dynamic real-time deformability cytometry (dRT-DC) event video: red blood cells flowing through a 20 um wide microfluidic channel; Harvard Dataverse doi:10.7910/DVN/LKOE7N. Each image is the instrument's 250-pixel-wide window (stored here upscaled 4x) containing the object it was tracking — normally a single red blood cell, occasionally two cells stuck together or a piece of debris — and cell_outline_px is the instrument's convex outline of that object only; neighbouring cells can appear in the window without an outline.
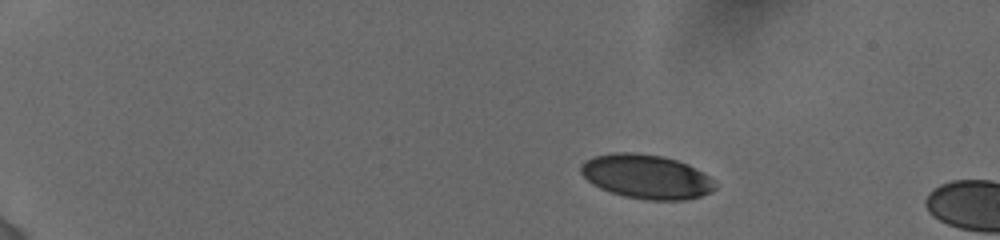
{"species": "human", "species_latin": "Homo sapiens", "temperature_condition": "cold", "stored_images_in_passage": 6, "camera_frame_rate_fps": 3000, "um_per_image_px": 0.085, "donor": {"sex": "female"}, "frame": {"image": 1, "passage_image": 1, "time_ms": 0.0, "image_size_px": [1000, 240], "cell_outline_px": [[716, 188], [700, 196], [684, 200], [648, 200], [624, 196], [600, 188], [592, 184], [580, 172], [580, 164], [584, 160], [596, 156], [612, 152], [632, 152], [660, 156], [676, 160], [688, 164], [708, 176], [716, 184]], "centroid_in_image_um": [54.91, 15.01], "position_along_channel_um": 30.1, "area_um2": 34.33}}